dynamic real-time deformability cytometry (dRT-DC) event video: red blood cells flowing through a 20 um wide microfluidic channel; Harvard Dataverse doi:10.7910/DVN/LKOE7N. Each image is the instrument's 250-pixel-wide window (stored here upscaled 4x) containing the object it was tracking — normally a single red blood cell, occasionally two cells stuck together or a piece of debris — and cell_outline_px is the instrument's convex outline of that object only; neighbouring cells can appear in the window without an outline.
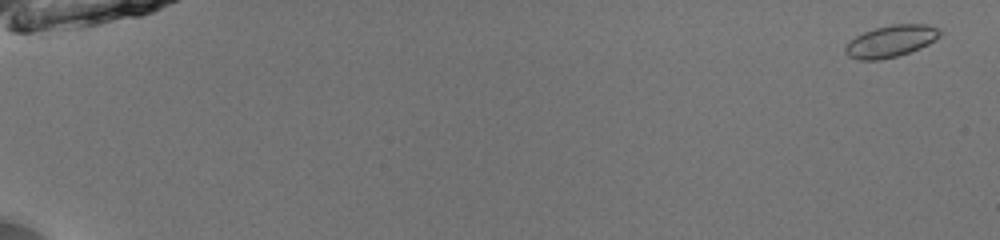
{"species": "common noctule bat (a hibernating species)", "species_latin": "Nyctalus noctula", "temperature_condition": "room temperature", "stored_images_in_passage": 54, "camera_frame_rate_fps": 3000, "um_per_image_px": 0.085, "animal": {"sex": "male", "body_mass_g": 13.0, "forearm_length_mm": 53.1}, "frame": {"image": 1, "passage_image": 3, "time_ms": 0.667, "image_size_px": [1000, 240], "cell_outline_px": [[944, 32], [940, 36], [928, 44], [920, 48], [896, 56], [880, 60], [860, 60], [848, 56], [844, 52], [844, 48], [856, 36], [864, 32], [876, 28], [892, 24], [924, 24], [940, 28]], "centroid_in_image_um": [75.75, 3.49], "position_along_channel_um": 9.2, "area_um2": 17.46}}
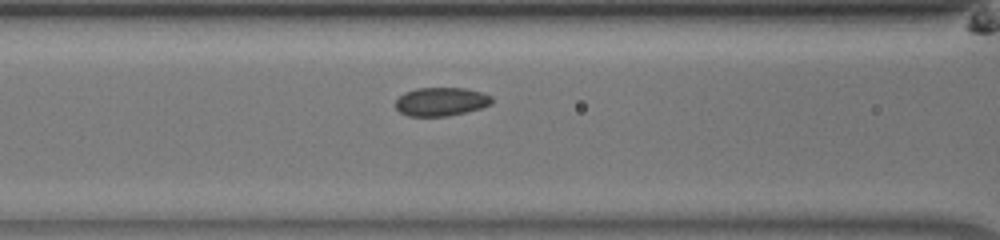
{"frame": {"image": 2, "passage_image": 26, "time_ms": 8.333, "image_size_px": [1000, 240], "cell_outline_px": [[492, 104], [480, 108], [448, 116], [408, 116], [400, 112], [396, 108], [396, 100], [404, 92], [416, 88], [464, 88], [480, 92], [492, 96]], "centroid_in_image_um": [37.47, 8.64], "position_along_channel_um": 129.1, "area_um2": 15.95}}
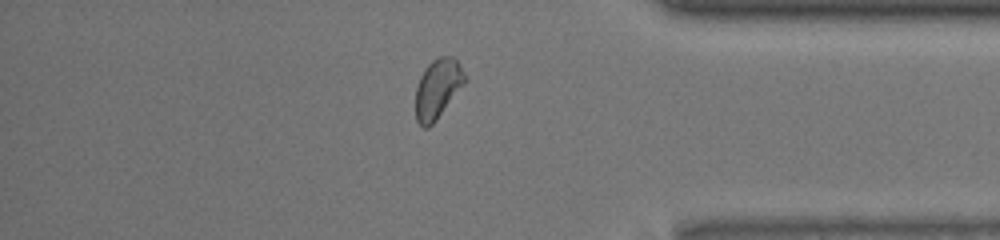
{"frame": {"image": 3, "passage_image": 47, "time_ms": 15.333, "image_size_px": [1000, 240], "cell_outline_px": [[464, 84], [436, 120], [428, 128], [424, 128], [416, 120], [416, 88], [420, 76], [428, 64], [432, 60], [440, 56], [452, 56], [460, 64], [464, 72]], "centroid_in_image_um": [37.19, 7.53], "position_along_channel_um": 398.0, "area_um2": 16.82}, "authors_computed_cell_mechanics": {"area_um2": 16.6175, "velocity_mm_per_s": 4.0303, "shape_relaxation_time_tau1_ms": 6.1785, "shape_relaxation_time_tau2_ms": 2.8599, "deformation_change_tau1": 0.0621, "deformation_change_tau2": 0.0465}}